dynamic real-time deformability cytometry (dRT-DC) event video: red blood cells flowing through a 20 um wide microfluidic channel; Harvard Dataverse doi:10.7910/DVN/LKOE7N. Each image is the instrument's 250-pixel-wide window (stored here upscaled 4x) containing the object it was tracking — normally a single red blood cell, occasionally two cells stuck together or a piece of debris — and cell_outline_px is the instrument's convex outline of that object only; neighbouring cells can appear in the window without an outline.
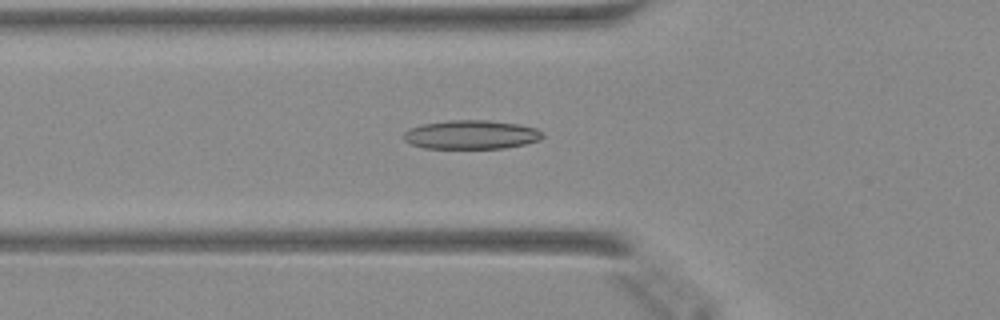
{"species": "Egyptian fruit bat (a non-hibernating species)", "species_latin": "Rousettus aegyptiacus", "temperature_condition": "warm", "stored_images_in_passage": 49, "camera_frame_rate_fps": 3000, "um_per_image_px": 0.085, "animal": {"sex": "female"}, "frame": {"image": 1, "passage_image": 18, "time_ms": 5.667, "image_size_px": [1000, 320], "cell_outline_px": [[544, 136], [540, 140], [524, 144], [504, 148], [424, 148], [408, 144], [404, 140], [404, 132], [408, 128], [424, 124], [448, 120], [488, 120], [520, 124], [536, 128], [544, 132]], "centroid_in_image_um": [40.06, 11.44], "position_along_channel_um": 85.7, "area_um2": 23.58}}
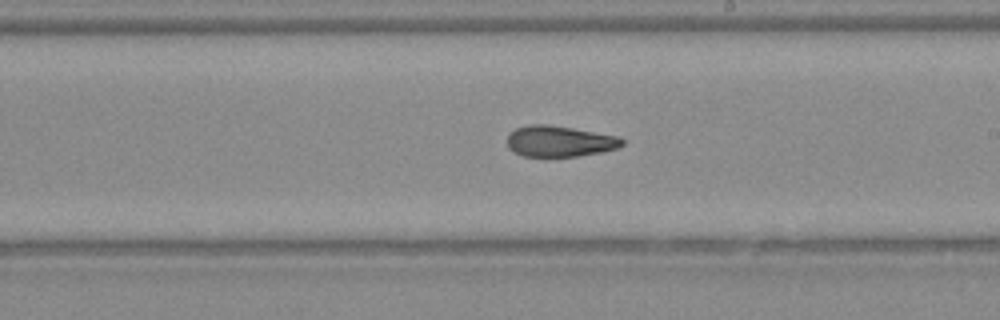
{"frame": {"image": 2, "passage_image": 29, "time_ms": 9.333, "image_size_px": [1000, 320], "cell_outline_px": [[624, 144], [616, 148], [600, 152], [580, 156], [524, 156], [508, 148], [508, 132], [516, 128], [528, 124], [548, 124], [620, 136], [624, 140]], "centroid_in_image_um": [47.56, 11.99], "position_along_channel_um": 241.4, "area_um2": 20.75}}
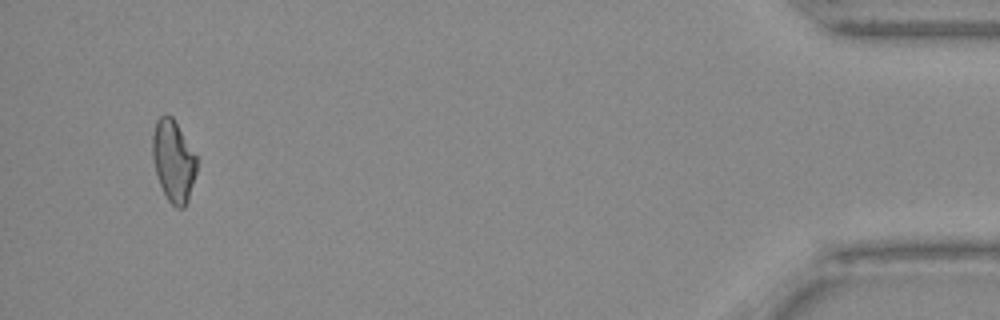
{"frame": {"image": 3, "passage_image": 47, "time_ms": 15.333, "image_size_px": [1000, 320], "cell_outline_px": [[200, 160], [188, 200], [184, 208], [176, 208], [168, 200], [160, 184], [156, 172], [152, 156], [152, 136], [156, 120], [160, 116], [172, 116]], "centroid_in_image_um": [14.77, 13.68], "position_along_channel_um": 420.4, "area_um2": 21.21}}